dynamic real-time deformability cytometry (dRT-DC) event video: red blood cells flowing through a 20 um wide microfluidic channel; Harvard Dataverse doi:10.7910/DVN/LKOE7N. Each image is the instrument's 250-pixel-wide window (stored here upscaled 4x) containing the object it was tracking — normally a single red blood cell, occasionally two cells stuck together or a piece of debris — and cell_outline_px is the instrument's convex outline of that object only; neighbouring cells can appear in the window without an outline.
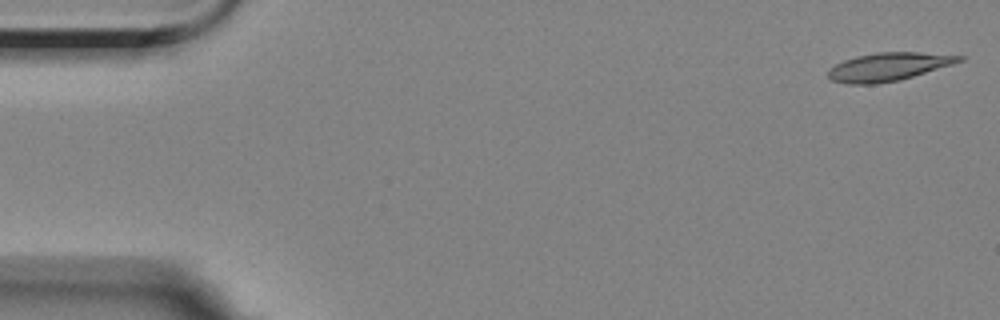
{"species": "Egyptian fruit bat (a non-hibernating species)", "species_latin": "Rousettus aegyptiacus", "temperature_condition": "room temperature", "stored_images_in_passage": 56, "camera_frame_rate_fps": 3000, "um_per_image_px": 0.085, "animal": {"sex": "female"}, "frame": {"image": 1, "passage_image": 1, "time_ms": 0.0, "image_size_px": [1000, 320], "cell_outline_px": [[964, 60], [952, 64], [900, 80], [876, 84], [848, 84], [832, 80], [828, 76], [828, 68], [844, 60], [856, 56], [876, 52], [920, 52], [964, 56]], "centroid_in_image_um": [75.49, 5.67], "position_along_channel_um": 9.5, "area_um2": 21.44}}
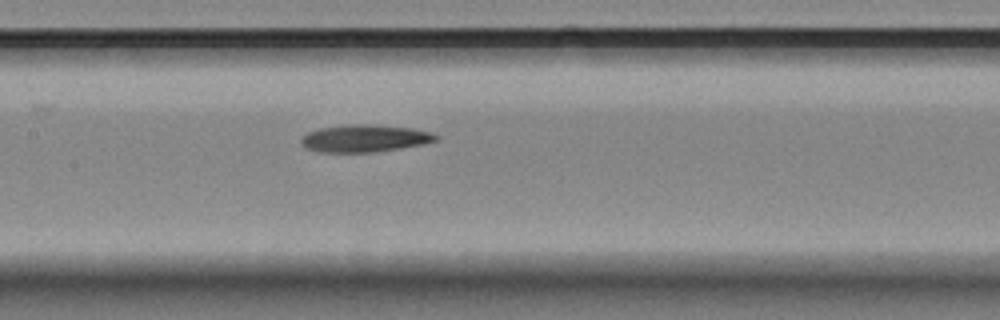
{"frame": {"image": 2, "passage_image": 26, "time_ms": 8.333, "image_size_px": [1000, 320], "cell_outline_px": [[440, 140], [424, 144], [400, 148], [372, 152], [320, 152], [304, 148], [300, 144], [300, 140], [308, 132], [320, 128], [352, 124], [368, 124], [412, 128], [432, 132], [440, 136]], "centroid_in_image_um": [31.02, 11.76], "position_along_channel_um": 176.4, "area_um2": 21.56}}
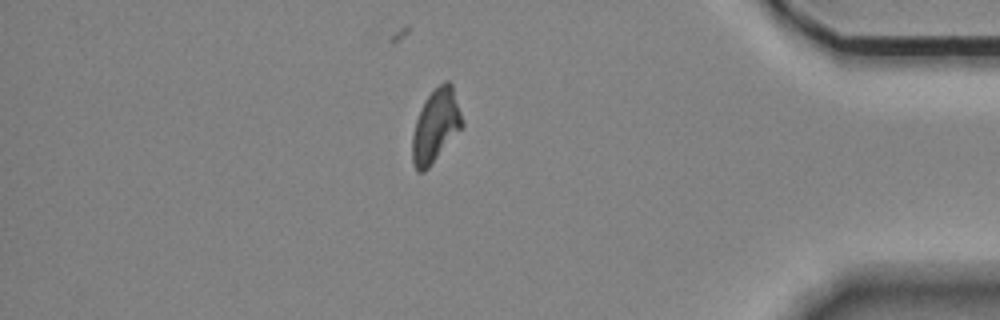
{"frame": {"image": 3, "passage_image": 48, "time_ms": 15.667, "image_size_px": [1000, 320], "cell_outline_px": [[464, 124], [428, 168], [424, 172], [416, 172], [412, 164], [412, 136], [416, 120], [424, 100], [444, 80], [448, 80], [452, 84]], "centroid_in_image_um": [37.01, 10.7], "position_along_channel_um": 398.2, "area_um2": 20.92}}